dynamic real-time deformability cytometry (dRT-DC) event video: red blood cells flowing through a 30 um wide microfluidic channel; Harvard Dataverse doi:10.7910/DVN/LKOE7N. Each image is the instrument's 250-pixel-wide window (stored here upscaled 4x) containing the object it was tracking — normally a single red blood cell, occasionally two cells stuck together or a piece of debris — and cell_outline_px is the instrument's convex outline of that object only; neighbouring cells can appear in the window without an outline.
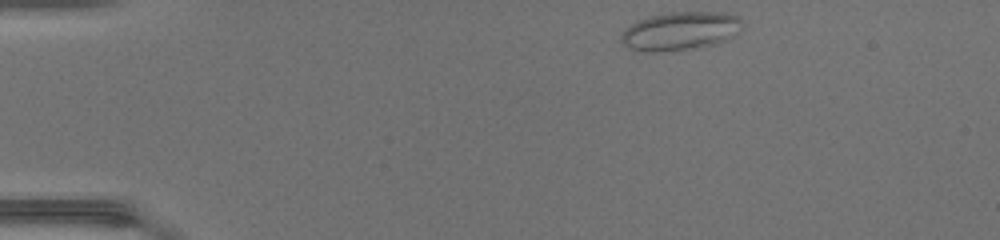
{"species": "common noctule bat (a hibernating species)", "species_latin": "Nyctalus noctula", "temperature_condition": "warm", "stored_images_in_passage": 40, "camera_frame_rate_fps": 3000, "um_per_image_px": 0.085, "animal": {"sex": "female", "body_mass_g": 17.0, "forearm_length_mm": 48.0}, "frame": {"image": 1, "passage_image": 1, "time_ms": 0.0, "image_size_px": [1000, 240], "cell_outline_px": [[744, 28], [732, 36], [724, 40], [712, 44], [688, 48], [648, 52], [632, 48], [624, 44], [620, 40], [620, 36], [632, 24], [640, 20], [652, 16], [672, 12], [720, 12], [740, 16]], "centroid_in_image_um": [57.88, 2.61], "position_along_channel_um": 27.1, "area_um2": 26.41}}
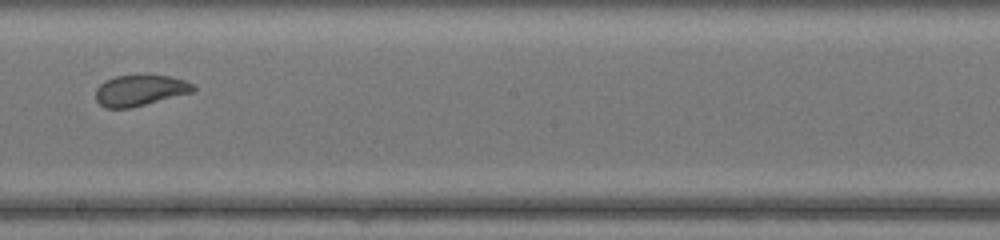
{"frame": {"image": 2, "passage_image": 21, "time_ms": 6.667, "image_size_px": [1000, 240], "cell_outline_px": [[196, 88], [192, 92], [128, 108], [104, 108], [96, 100], [96, 88], [104, 80], [116, 76], [168, 76], [184, 80], [192, 84]], "centroid_in_image_um": [11.85, 7.69], "position_along_channel_um": 236.4, "area_um2": 17.17}}
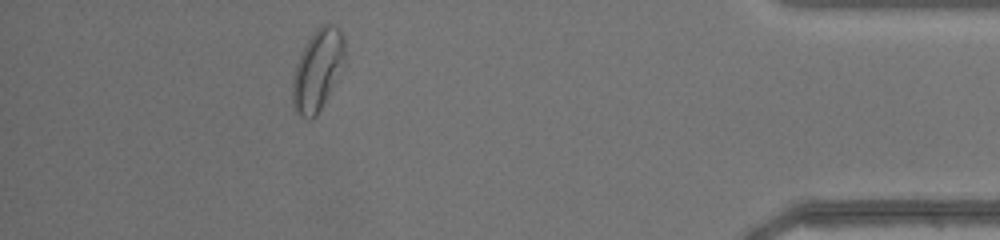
{"frame": {"image": 3, "passage_image": 36, "time_ms": 11.667, "image_size_px": [1000, 240], "cell_outline_px": [[344, 60], [316, 116], [308, 120], [300, 116], [296, 112], [292, 104], [292, 80], [300, 56], [308, 40], [316, 28], [320, 24], [332, 24], [344, 36]], "centroid_in_image_um": [26.96, 5.94], "position_along_channel_um": 408.2, "area_um2": 23.76}, "authors_computed_cell_mechanics": {"area_um2": 18.785, "velocity_mm_per_s": 4.3768, "shape_relaxation_time_tau1_ms": null, "shape_relaxation_time_tau2_ms": 1.0562, "deformation_change_tau1": null, "deformation_change_tau2": 0.0679}}